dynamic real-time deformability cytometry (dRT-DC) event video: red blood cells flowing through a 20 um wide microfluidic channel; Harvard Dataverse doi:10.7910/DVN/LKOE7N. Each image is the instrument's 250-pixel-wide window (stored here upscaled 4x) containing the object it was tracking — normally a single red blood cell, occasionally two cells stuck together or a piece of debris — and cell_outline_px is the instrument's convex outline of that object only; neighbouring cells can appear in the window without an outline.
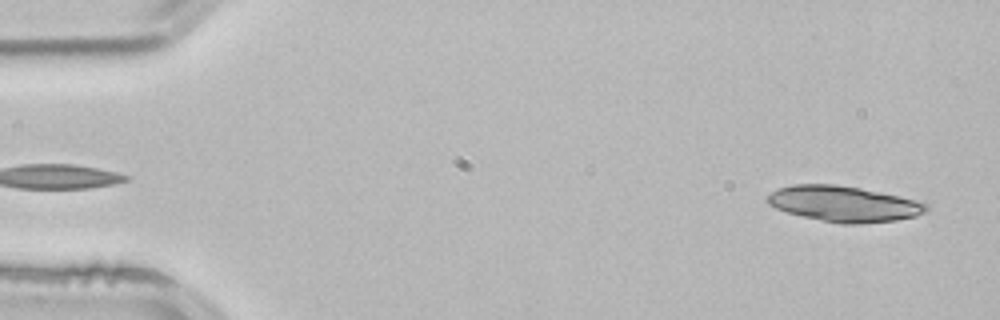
{"species": "common noctule bat (a hibernating species)", "species_latin": "Nyctalus noctula", "temperature_condition": "room temperature", "stored_images_in_passage": 30, "camera_frame_rate_fps": 3000, "um_per_image_px": 0.085, "animal": {"sex": "male", "body_mass_g": 21.5, "forearm_length_mm": 52.0}, "frame": {"image": 1, "passage_image": 2, "time_ms": 0.333, "image_size_px": [1000, 320], "cell_outline_px": [[928, 212], [916, 216], [896, 220], [860, 224], [840, 224], [804, 216], [788, 212], [776, 208], [768, 204], [764, 200], [776, 188], [792, 184], [836, 184], [860, 188], [924, 200], [928, 204]], "centroid_in_image_um": [71.79, 17.31], "position_along_channel_um": 13.2, "area_um2": 33.47}}
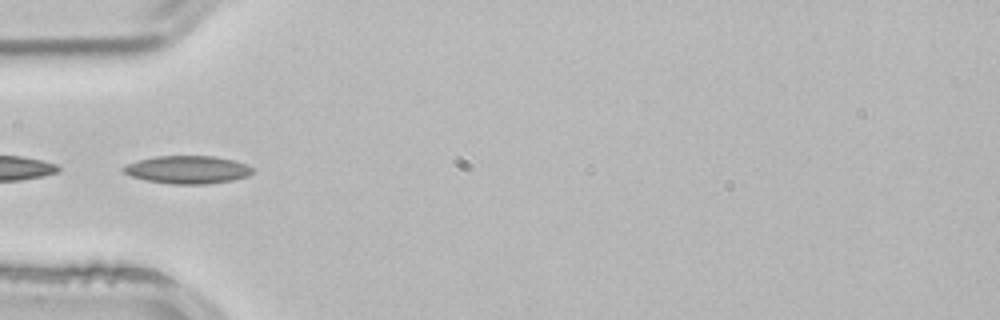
{"frame": {"image": 2, "passage_image": 16, "time_ms": 5.0, "image_size_px": [1000, 320], "cell_outline_px": [[252, 172], [248, 176], [232, 180], [204, 184], [172, 184], [148, 180], [132, 176], [124, 172], [120, 168], [124, 164], [156, 156], [216, 156], [248, 164], [252, 168]], "centroid_in_image_um": [15.94, 14.41], "position_along_channel_um": 69.1, "area_um2": 20.87}}